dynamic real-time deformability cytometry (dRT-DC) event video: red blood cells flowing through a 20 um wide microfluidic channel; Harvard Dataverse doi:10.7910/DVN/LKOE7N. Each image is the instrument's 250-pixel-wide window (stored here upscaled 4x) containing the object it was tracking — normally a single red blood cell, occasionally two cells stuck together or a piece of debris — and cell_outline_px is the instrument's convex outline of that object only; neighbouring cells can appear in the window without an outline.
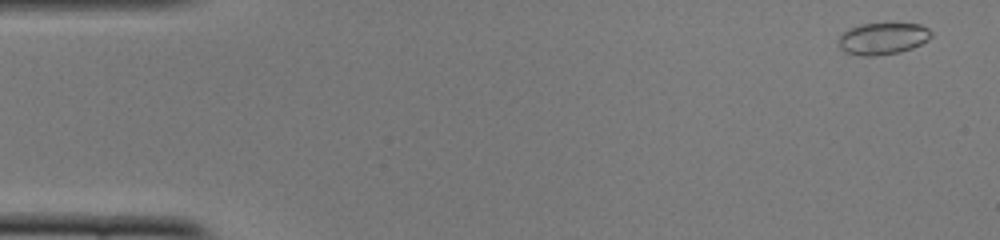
{"species": "common noctule bat (a hibernating species)", "species_latin": "Nyctalus noctula", "temperature_condition": "cold", "stored_images_in_passage": 51, "camera_frame_rate_fps": 3000, "um_per_image_px": 0.085, "animal": {"sex": "female", "body_mass_g": 22.0, "forearm_length_mm": 56.7}, "frame": {"image": 1, "passage_image": 2, "time_ms": 0.333, "image_size_px": [1000, 240], "cell_outline_px": [[932, 36], [928, 40], [912, 48], [900, 52], [876, 56], [860, 56], [844, 52], [840, 48], [840, 36], [848, 28], [860, 24], [920, 24], [928, 28], [932, 32]], "centroid_in_image_um": [75.04, 3.29], "position_along_channel_um": 10.0, "area_um2": 17.17}}
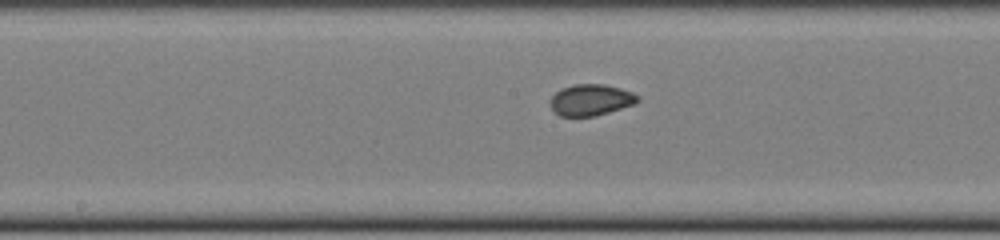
{"frame": {"image": 2, "passage_image": 26, "time_ms": 8.333, "image_size_px": [1000, 240], "cell_outline_px": [[640, 100], [636, 104], [596, 116], [560, 116], [548, 104], [548, 100], [560, 88], [572, 84], [604, 84], [620, 88], [632, 92], [640, 96]], "centroid_in_image_um": [50.22, 8.49], "position_along_channel_um": 198.0, "area_um2": 16.24}}
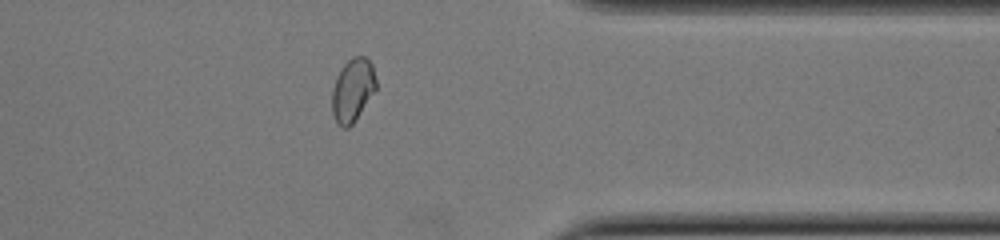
{"frame": {"image": 3, "passage_image": 41, "time_ms": 13.333, "image_size_px": [1000, 240], "cell_outline_px": [[376, 88], [352, 124], [348, 128], [340, 128], [336, 124], [332, 112], [332, 88], [336, 76], [340, 68], [352, 56], [364, 56], [372, 64], [376, 80]], "centroid_in_image_um": [29.94, 7.65], "position_along_channel_um": 381.5, "area_um2": 16.24}, "authors_computed_cell_mechanics": {"area_um2": 16.3574, "velocity_mm_per_s": 3.8779, "shape_relaxation_time_tau1_ms": null, "shape_relaxation_time_tau2_ms": 0.8699, "deformation_change_tau1": null, "deformation_change_tau2": 0.03}}